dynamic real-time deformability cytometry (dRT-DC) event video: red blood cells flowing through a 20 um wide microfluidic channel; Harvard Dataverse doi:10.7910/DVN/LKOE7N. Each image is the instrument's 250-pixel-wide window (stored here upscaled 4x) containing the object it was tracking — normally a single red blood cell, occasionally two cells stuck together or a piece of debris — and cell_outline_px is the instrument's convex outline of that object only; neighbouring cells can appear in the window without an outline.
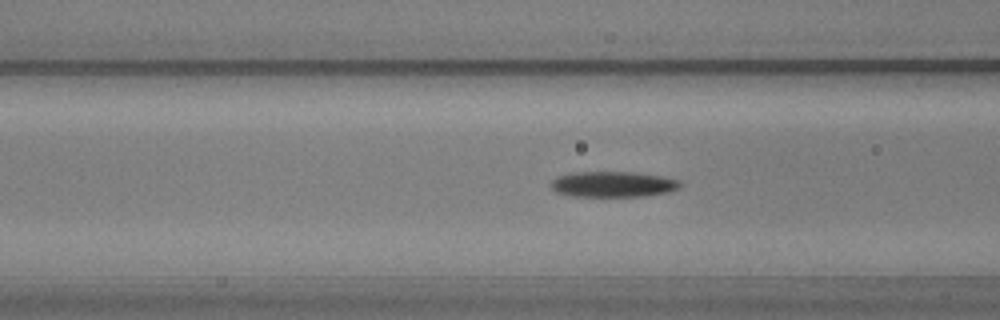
{"species": "common noctule bat (a hibernating species)", "species_latin": "Nyctalus noctula", "temperature_condition": "warm", "stored_images_in_passage": 38, "camera_frame_rate_fps": 3000, "um_per_image_px": 0.085, "animal": {"sex": "male", "body_mass_g": 20.5, "forearm_length_mm": 52.5}, "frame": {"image": 1, "passage_image": 5, "time_ms": 1.333, "image_size_px": [1000, 320], "cell_outline_px": [[684, 184], [680, 188], [668, 192], [644, 196], [572, 196], [556, 192], [552, 188], [552, 180], [556, 176], [572, 172], [636, 172], [664, 176], [680, 180]], "centroid_in_image_um": [52.16, 15.65], "position_along_channel_um": 114.4, "area_um2": 19.54}}
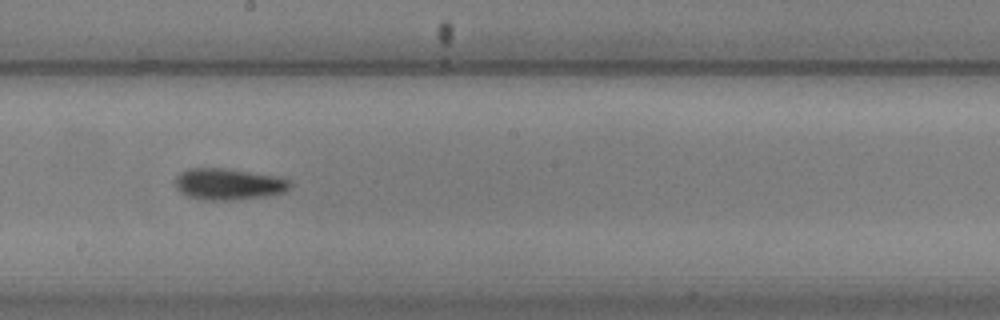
{"frame": {"image": 2, "passage_image": 14, "time_ms": 4.333, "image_size_px": [1000, 320], "cell_outline_px": [[292, 188], [284, 192], [264, 196], [236, 200], [204, 200], [188, 196], [180, 192], [176, 188], [176, 176], [180, 172], [188, 168], [224, 168], [280, 176], [288, 180], [292, 184]], "centroid_in_image_um": [19.44, 15.64], "position_along_channel_um": 228.8, "area_um2": 21.21}}
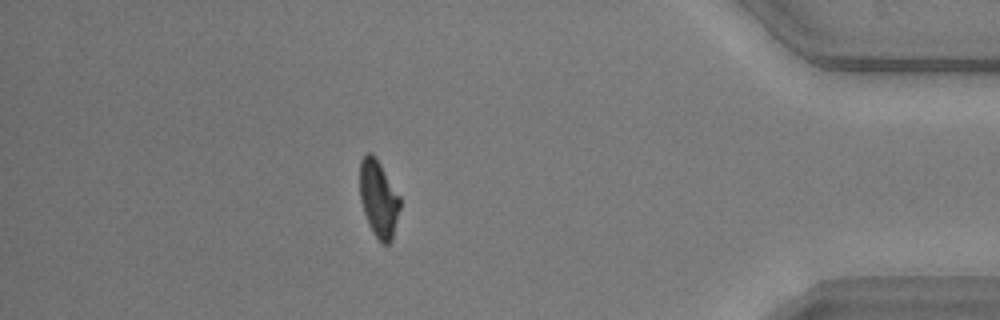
{"frame": {"image": 3, "passage_image": 31, "time_ms": 10.0, "image_size_px": [1000, 320], "cell_outline_px": [[400, 208], [392, 240], [388, 244], [380, 244], [372, 232], [368, 224], [360, 200], [360, 160], [368, 152], [372, 152], [376, 156], [400, 196]], "centroid_in_image_um": [32.18, 16.9], "position_along_channel_um": 403.0, "area_um2": 18.26}, "authors_computed_cell_mechanics": {"area_um2": 19.5364, "velocity_mm_per_s": 3.7922, "shape_relaxation_time_tau1_ms": 3.3283, "shape_relaxation_time_tau2_ms": 3.2175, "deformation_change_tau1": 0.1539, "deformation_change_tau2": 0.1059}}